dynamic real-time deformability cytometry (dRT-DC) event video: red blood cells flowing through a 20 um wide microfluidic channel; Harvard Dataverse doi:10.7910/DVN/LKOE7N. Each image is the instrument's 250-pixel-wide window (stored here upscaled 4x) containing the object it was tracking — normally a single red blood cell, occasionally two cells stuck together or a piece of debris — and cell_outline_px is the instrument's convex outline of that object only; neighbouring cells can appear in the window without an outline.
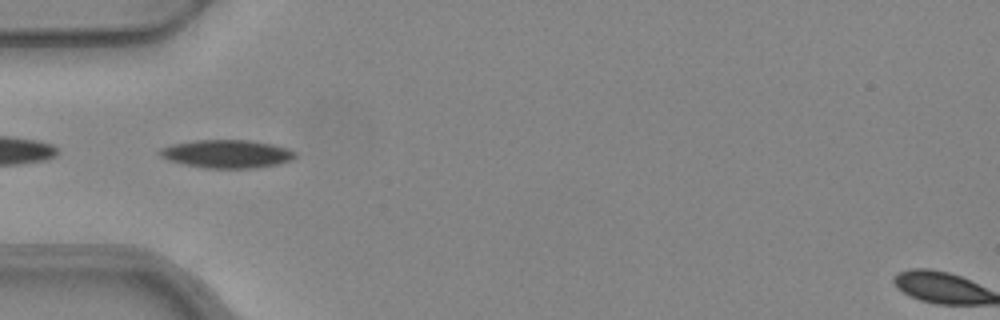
{"species": "common noctule bat (a hibernating species)", "species_latin": "Nyctalus noctula", "temperature_condition": "warm", "stored_images_in_passage": 29, "camera_frame_rate_fps": 3000, "um_per_image_px": 0.085, "animal": {"sex": "female", "body_mass_g": 24.6, "forearm_length_mm": 56.2}, "frame": {"image": 1, "passage_image": 7, "time_ms": 2.0, "image_size_px": [1000, 320], "cell_outline_px": [[296, 156], [292, 160], [280, 164], [256, 168], [204, 168], [184, 164], [168, 160], [160, 156], [156, 152], [160, 148], [172, 144], [196, 140], [248, 140], [272, 144], [288, 148], [296, 152]], "centroid_in_image_um": [19.28, 13.08], "position_along_channel_um": 65.7, "area_um2": 22.43}}
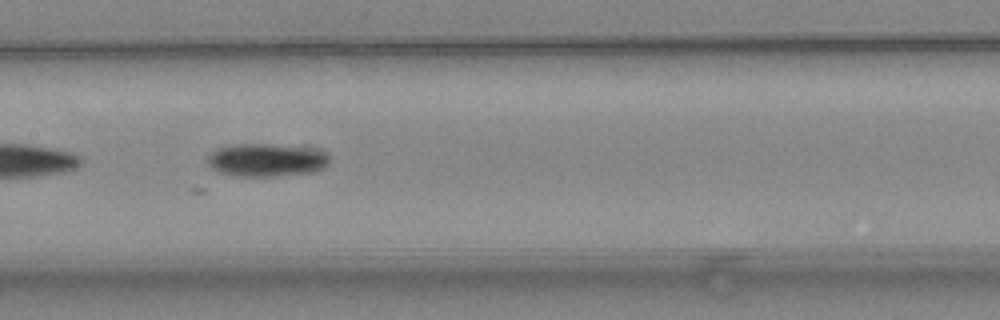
{"frame": {"image": 2, "passage_image": 16, "time_ms": 5.0, "image_size_px": [1000, 320], "cell_outline_px": [[328, 164], [320, 168], [308, 172], [276, 176], [236, 176], [220, 172], [212, 168], [208, 164], [208, 156], [216, 148], [236, 144], [272, 144], [324, 152], [328, 156]], "centroid_in_image_um": [22.55, 13.61], "position_along_channel_um": 184.8, "area_um2": 22.77}}
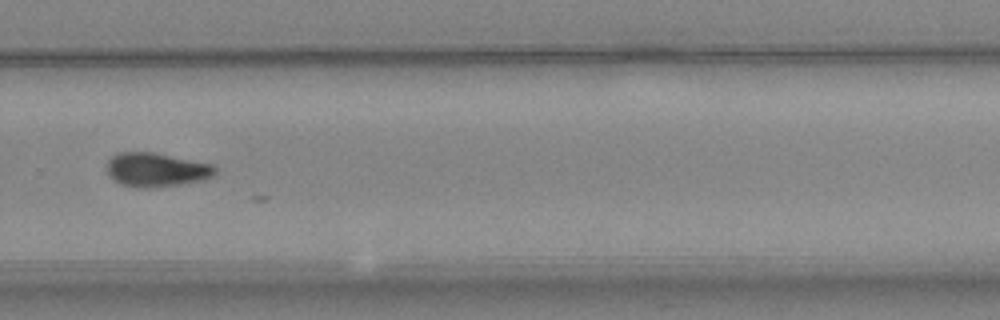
{"frame": {"image": 3, "passage_image": 26, "time_ms": 8.333, "image_size_px": [1000, 320], "cell_outline_px": [[216, 172], [212, 176], [204, 180], [180, 184], [148, 188], [140, 188], [120, 184], [112, 180], [108, 172], [108, 160], [112, 156], [120, 152], [152, 152], [212, 164], [216, 168]], "centroid_in_image_um": [13.28, 14.43], "position_along_channel_um": 316.5, "area_um2": 21.33}}